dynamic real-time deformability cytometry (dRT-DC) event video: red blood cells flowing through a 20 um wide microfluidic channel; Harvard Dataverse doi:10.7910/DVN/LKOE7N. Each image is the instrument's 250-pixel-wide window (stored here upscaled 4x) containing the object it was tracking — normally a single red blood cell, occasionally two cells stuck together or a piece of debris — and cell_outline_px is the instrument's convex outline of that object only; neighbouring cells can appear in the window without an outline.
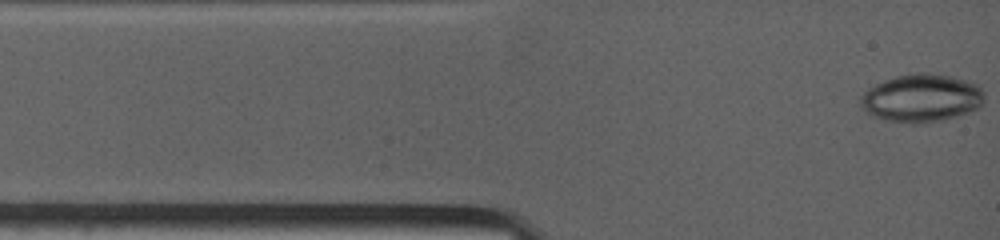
{"species": "common noctule bat (a hibernating species)", "species_latin": "Nyctalus noctula", "temperature_condition": "warm", "stored_images_in_passage": 38, "camera_frame_rate_fps": 4500, "um_per_image_px": 0.085, "animal": {"sex": "female", "body_mass_g": 19.0, "forearm_length_mm": 53.3}, "frame": {"image": 1, "passage_image": 1, "time_ms": 0.0, "image_size_px": [1000, 240], "cell_outline_px": [[984, 100], [980, 108], [956, 116], [940, 120], [920, 124], [912, 124], [888, 120], [876, 116], [860, 108], [860, 96], [868, 88], [884, 80], [896, 76], [948, 76], [968, 80], [980, 84], [984, 96]], "centroid_in_image_um": [78.35, 8.38], "position_along_channel_um": 6.7, "area_um2": 33.87}}
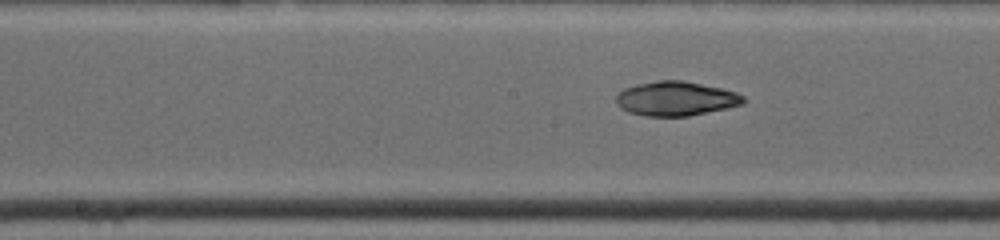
{"frame": {"image": 2, "passage_image": 20, "time_ms": 5.778, "image_size_px": [1000, 240], "cell_outline_px": [[748, 100], [744, 104], [728, 108], [688, 116], [648, 116], [628, 112], [620, 108], [616, 104], [616, 96], [624, 88], [636, 84], [656, 80], [684, 80], [720, 88], [736, 92], [744, 96]], "centroid_in_image_um": [57.46, 8.38], "position_along_channel_um": 190.7, "area_um2": 25.66}}
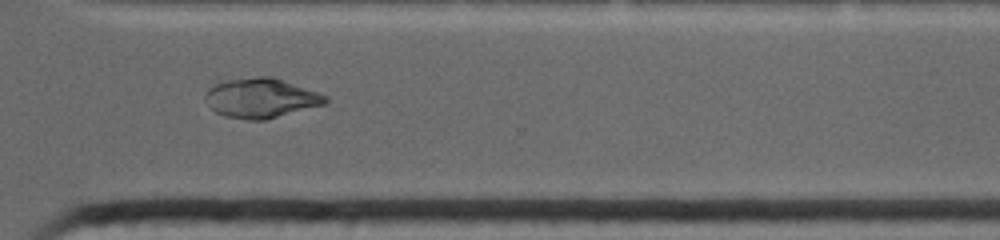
{"frame": {"image": 3, "passage_image": 37, "time_ms": 9.778, "image_size_px": [1000, 240], "cell_outline_px": [[328, 100], [324, 104], [264, 120], [248, 120], [224, 116], [216, 112], [208, 104], [204, 96], [204, 92], [208, 88], [216, 84], [228, 80], [256, 76], [272, 76], [328, 96]], "centroid_in_image_um": [22.15, 8.33], "position_along_channel_um": 348.4, "area_um2": 27.51}}